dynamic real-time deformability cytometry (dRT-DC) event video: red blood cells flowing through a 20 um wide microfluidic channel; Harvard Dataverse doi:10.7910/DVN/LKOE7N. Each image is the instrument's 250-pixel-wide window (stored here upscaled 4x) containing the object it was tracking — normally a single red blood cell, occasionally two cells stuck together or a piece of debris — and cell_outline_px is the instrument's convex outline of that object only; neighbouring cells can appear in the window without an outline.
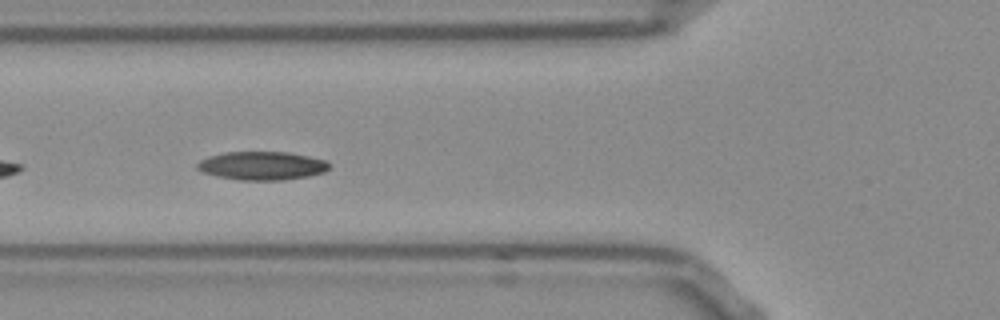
{"species": "Egyptian fruit bat (a non-hibernating species)", "species_latin": "Rousettus aegyptiacus", "temperature_condition": "room temperature", "stored_images_in_passage": 15, "camera_frame_rate_fps": 3000, "um_per_image_px": 0.085, "frame": {"image": 1, "passage_image": 5, "time_ms": 1.333, "image_size_px": [1000, 320], "cell_outline_px": [[328, 168], [324, 172], [308, 176], [284, 180], [240, 180], [216, 176], [204, 172], [196, 168], [196, 164], [200, 160], [208, 156], [224, 152], [288, 152], [328, 160]], "centroid_in_image_um": [22.25, 14.08], "position_along_channel_um": 103.5, "area_um2": 21.91}}